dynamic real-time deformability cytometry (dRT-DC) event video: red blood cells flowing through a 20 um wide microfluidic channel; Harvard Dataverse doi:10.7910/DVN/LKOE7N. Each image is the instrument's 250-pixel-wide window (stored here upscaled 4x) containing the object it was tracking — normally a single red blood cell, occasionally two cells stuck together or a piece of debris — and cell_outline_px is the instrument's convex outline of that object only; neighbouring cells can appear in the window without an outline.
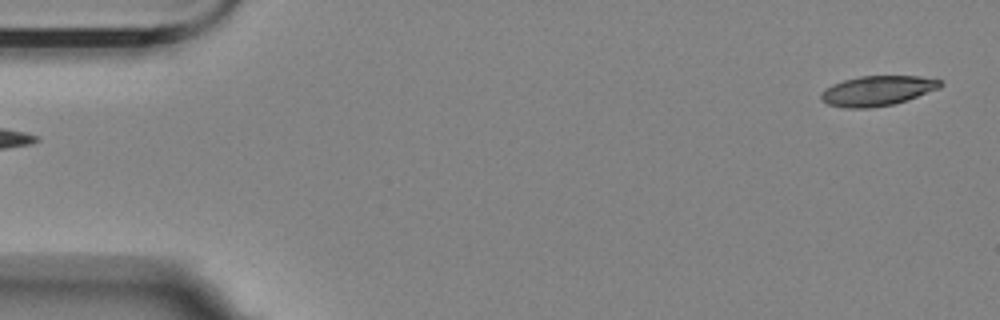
{"species": "Egyptian fruit bat (a non-hibernating species)", "species_latin": "Rousettus aegyptiacus", "temperature_condition": "room temperature", "stored_images_in_passage": 5, "segment_of_instrument_passage": [2, 2], "camera_frame_rate_fps": 3000, "um_per_image_px": 0.085, "animal": {"sex": "female"}, "frame": {"image": 1, "passage_image": 5, "time_ms": 4.333, "image_size_px": [1000, 320], "cell_outline_px": [[944, 84], [940, 88], [892, 104], [868, 108], [844, 108], [828, 104], [820, 100], [820, 92], [824, 88], [832, 84], [844, 80], [860, 76], [920, 76], [940, 80]], "centroid_in_image_um": [74.52, 7.71], "position_along_channel_um": 10.5, "area_um2": 20.75}}